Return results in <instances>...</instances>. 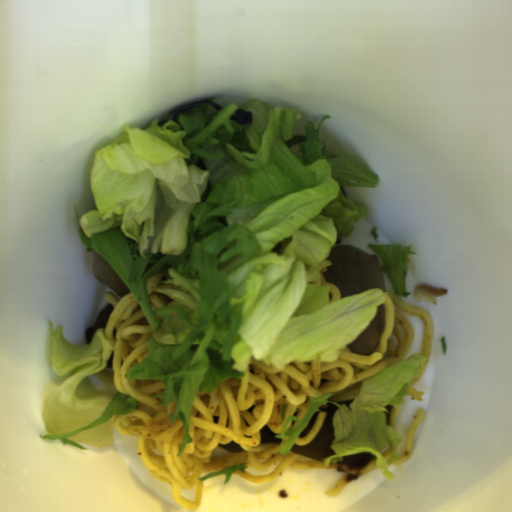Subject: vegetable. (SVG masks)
<instances>
[{"instance_id":"obj_1","label":"vegetable","mask_w":512,"mask_h":512,"mask_svg":"<svg viewBox=\"0 0 512 512\" xmlns=\"http://www.w3.org/2000/svg\"><path fill=\"white\" fill-rule=\"evenodd\" d=\"M207 104L124 125L98 150L92 209L77 232L139 301L151 334L148 357L125 374L161 380L155 405L175 402L183 424L177 454L192 442L196 393L243 379L251 360L274 369L336 361L371 324L388 296L367 289L330 301L316 284L340 239L367 214L341 188H376L380 177L353 157L325 149L320 128L289 107L257 100ZM253 113L251 125L229 117ZM173 301L152 311V293ZM176 456V457H177Z\"/></svg>"},{"instance_id":"obj_2","label":"vegetable","mask_w":512,"mask_h":512,"mask_svg":"<svg viewBox=\"0 0 512 512\" xmlns=\"http://www.w3.org/2000/svg\"><path fill=\"white\" fill-rule=\"evenodd\" d=\"M44 343L54 375L45 391L41 420L47 432L40 438L81 450L109 447L115 418L128 415L136 400L118 390H96L90 383L107 364L113 345L99 329L82 346L70 342L61 325L46 320Z\"/></svg>"},{"instance_id":"obj_3","label":"vegetable","mask_w":512,"mask_h":512,"mask_svg":"<svg viewBox=\"0 0 512 512\" xmlns=\"http://www.w3.org/2000/svg\"><path fill=\"white\" fill-rule=\"evenodd\" d=\"M427 358L412 355L404 361L395 362L372 375L362 378L359 392L351 403H337L327 394L311 399L301 416H290L281 432L277 451L288 454L297 443L309 419L325 404L335 405L330 447L333 453L322 459L323 464H334L361 452L374 458L379 473L389 480L395 475L389 470L393 463L401 436L387 425L386 413L391 406L399 405L408 393L410 385L419 377Z\"/></svg>"},{"instance_id":"obj_4","label":"vegetable","mask_w":512,"mask_h":512,"mask_svg":"<svg viewBox=\"0 0 512 512\" xmlns=\"http://www.w3.org/2000/svg\"><path fill=\"white\" fill-rule=\"evenodd\" d=\"M367 247L375 253L380 262V269L390 281L395 295L406 297L408 264L411 254L416 253L411 247L398 243H366Z\"/></svg>"},{"instance_id":"obj_5","label":"vegetable","mask_w":512,"mask_h":512,"mask_svg":"<svg viewBox=\"0 0 512 512\" xmlns=\"http://www.w3.org/2000/svg\"><path fill=\"white\" fill-rule=\"evenodd\" d=\"M246 468V463H242V464H234V465H231V466H228V467H225L223 469H220V470H216V471H212V472H208L207 475H205L204 477L202 478H197L198 481H205L207 479H210L212 477H215V476H218V475H224V481L223 483L225 484L226 482L229 481V479L232 477V475L236 472V471H242L244 473V470Z\"/></svg>"},{"instance_id":"obj_6","label":"vegetable","mask_w":512,"mask_h":512,"mask_svg":"<svg viewBox=\"0 0 512 512\" xmlns=\"http://www.w3.org/2000/svg\"><path fill=\"white\" fill-rule=\"evenodd\" d=\"M440 343H441V347H442L443 354H444V356L446 357V353H447V344H446V337H445L444 335L440 338Z\"/></svg>"},{"instance_id":"obj_7","label":"vegetable","mask_w":512,"mask_h":512,"mask_svg":"<svg viewBox=\"0 0 512 512\" xmlns=\"http://www.w3.org/2000/svg\"><path fill=\"white\" fill-rule=\"evenodd\" d=\"M287 407H288V405L286 403L282 404L281 414H280V421H282V422L285 420V412H286Z\"/></svg>"},{"instance_id":"obj_8","label":"vegetable","mask_w":512,"mask_h":512,"mask_svg":"<svg viewBox=\"0 0 512 512\" xmlns=\"http://www.w3.org/2000/svg\"><path fill=\"white\" fill-rule=\"evenodd\" d=\"M218 98H219V96L216 95V96H213V97H210V98H207V99H203V100H210V101L215 103L218 100Z\"/></svg>"}]
</instances>
